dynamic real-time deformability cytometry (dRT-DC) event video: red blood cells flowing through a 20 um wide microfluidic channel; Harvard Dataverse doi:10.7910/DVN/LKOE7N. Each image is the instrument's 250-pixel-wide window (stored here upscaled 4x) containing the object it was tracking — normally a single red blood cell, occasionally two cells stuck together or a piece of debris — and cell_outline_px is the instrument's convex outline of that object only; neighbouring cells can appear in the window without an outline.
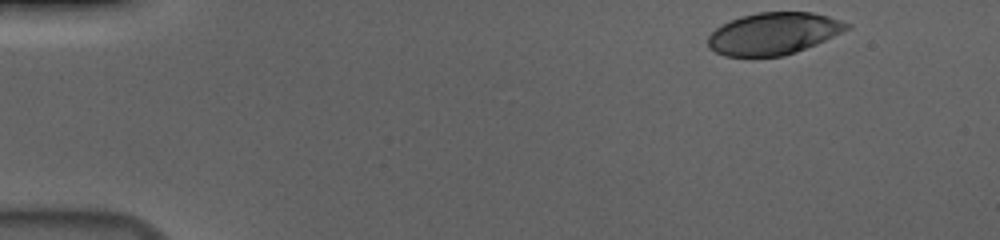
{"species": "human", "species_latin": "Homo sapiens", "temperature_condition": "cold", "stored_images_in_passage": 51, "camera_frame_rate_fps": 3000, "um_per_image_px": 0.085, "donor": {"sex": "male"}, "frame": {"image": 1, "passage_image": 1, "time_ms": 0.0, "image_size_px": [1000, 240], "cell_outline_px": [[852, 28], [816, 44], [796, 52], [784, 56], [724, 56], [708, 48], [708, 36], [716, 28], [732, 20], [744, 16], [760, 12], [812, 12], [828, 16], [852, 24]], "centroid_in_image_um": [65.78, 2.86], "position_along_channel_um": 19.2, "area_um2": 33.87}}
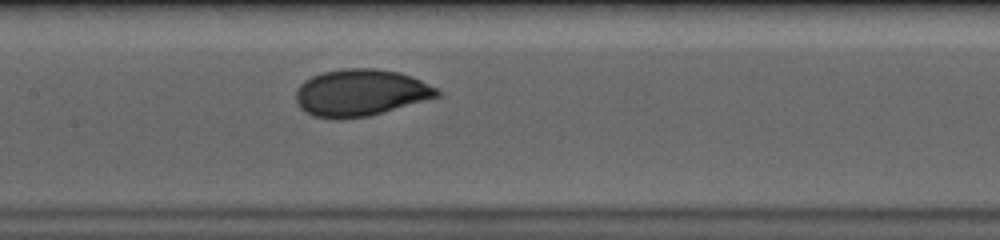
{"frame": {"image": 2, "passage_image": 23, "time_ms": 7.333, "image_size_px": [1000, 240], "cell_outline_px": [[444, 92], [440, 96], [368, 116], [340, 120], [336, 120], [312, 116], [304, 112], [296, 104], [296, 88], [304, 80], [312, 76], [324, 72], [344, 68], [376, 68], [400, 72], [440, 88]], "centroid_in_image_um": [30.63, 7.89], "position_along_channel_um": 176.8, "area_um2": 39.02}}
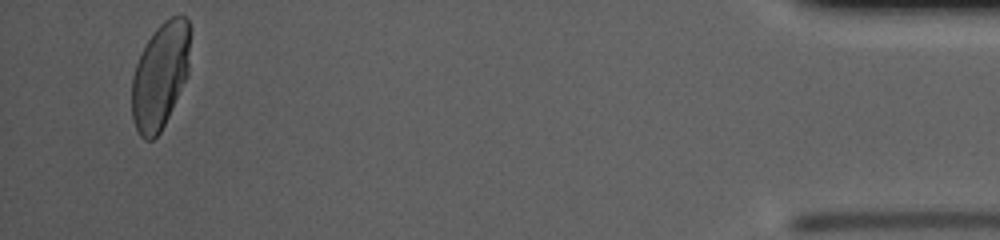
{"frame": {"image": 3, "passage_image": 49, "time_ms": 16.0, "image_size_px": [1000, 240], "cell_outline_px": [[188, 72], [168, 116], [160, 132], [152, 140], [144, 140], [140, 136], [132, 120], [132, 76], [136, 64], [148, 40], [156, 28], [164, 20], [180, 12], [188, 16]], "centroid_in_image_um": [13.59, 6.42], "position_along_channel_um": 421.6, "area_um2": 35.55}, "authors_computed_cell_mechanics": {"area_um2": 36.8764, "velocity_mm_per_s": 3.6797, "shape_relaxation_time_tau1_ms": 3.6711, "shape_relaxation_time_tau2_ms": null, "deformation_change_tau1": 0.1505, "deformation_change_tau2": null}}